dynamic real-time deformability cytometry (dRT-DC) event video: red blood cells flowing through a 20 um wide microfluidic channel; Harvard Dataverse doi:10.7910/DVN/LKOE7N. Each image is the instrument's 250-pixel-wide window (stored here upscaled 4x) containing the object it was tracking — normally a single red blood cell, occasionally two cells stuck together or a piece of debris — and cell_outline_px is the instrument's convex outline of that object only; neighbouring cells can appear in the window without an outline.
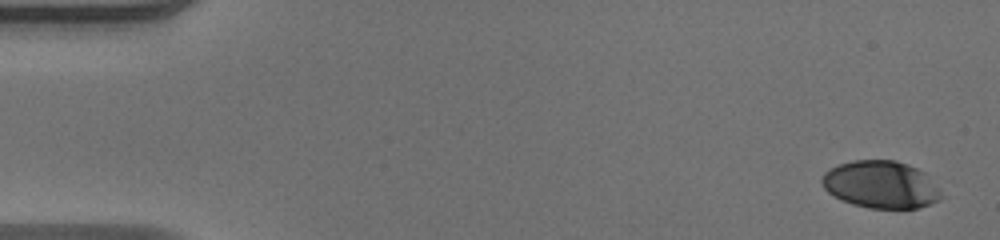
{"species": "human", "species_latin": "Homo sapiens", "temperature_condition": "warm", "stored_images_in_passage": 51, "camera_frame_rate_fps": 3000, "um_per_image_px": 0.085, "donor": {"sex": "male"}, "frame": {"image": 1, "passage_image": 1, "time_ms": 0.0, "image_size_px": [1000, 240], "cell_outline_px": [[924, 204], [912, 208], [880, 208], [860, 204], [848, 200], [832, 192], [828, 188], [832, 172], [836, 168], [844, 164], [868, 160], [888, 160], [900, 164], [904, 168]], "centroid_in_image_um": [74.4, 15.69], "position_along_channel_um": 10.6, "area_um2": 24.74}}
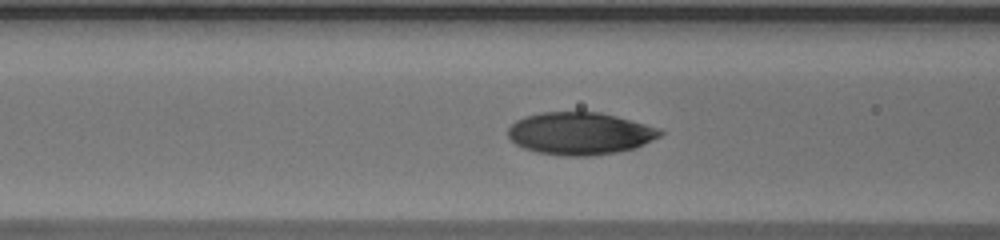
{"frame": {"image": 2, "passage_image": 20, "time_ms": 6.333, "image_size_px": [1000, 240], "cell_outline_px": [[652, 136], [636, 144], [620, 148], [596, 152], [560, 152], [540, 148], [528, 144], [520, 140], [512, 132], [520, 124], [528, 120], [540, 116], [576, 112], [580, 112], [604, 116], [620, 120], [632, 124], [640, 128]], "centroid_in_image_um": [49.22, 11.3], "position_along_channel_um": 117.4, "area_um2": 28.73}}
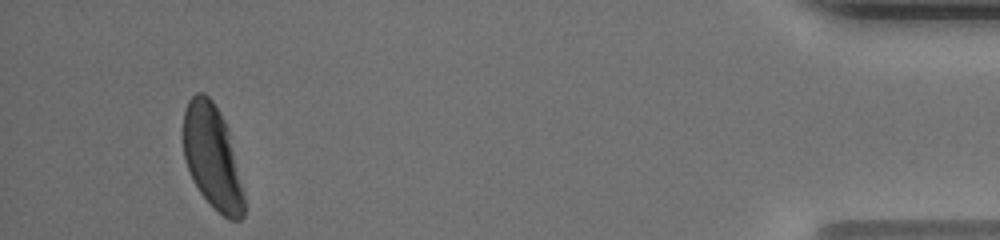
{"frame": {"image": 3, "passage_image": 48, "time_ms": 15.667, "image_size_px": [1000, 240], "cell_outline_px": [[240, 200], [228, 216], [212, 204], [200, 188], [188, 164], [184, 148], [184, 120], [188, 108], [192, 100], [196, 96], [204, 96], [212, 104], [220, 120], [240, 196]], "centroid_in_image_um": [17.84, 13.19], "position_along_channel_um": 417.4, "area_um2": 29.3}}